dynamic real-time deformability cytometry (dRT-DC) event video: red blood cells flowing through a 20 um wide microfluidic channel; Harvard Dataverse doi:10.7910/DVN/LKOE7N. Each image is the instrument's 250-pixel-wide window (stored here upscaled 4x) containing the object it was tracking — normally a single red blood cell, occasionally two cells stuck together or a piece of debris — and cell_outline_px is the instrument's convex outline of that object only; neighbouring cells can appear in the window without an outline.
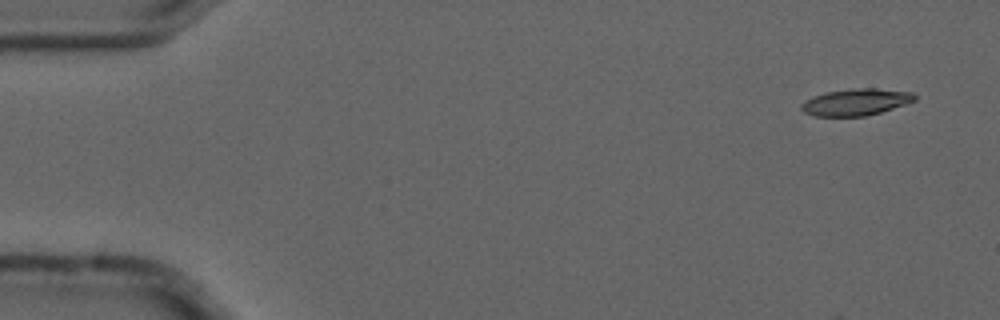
{"species": "common noctule bat (a hibernating species)", "species_latin": "Nyctalus noctula", "temperature_condition": "cold", "stored_images_in_passage": 9, "camera_frame_rate_fps": 3000, "um_per_image_px": 0.085, "animal": {"sex": "male", "forearm_length_mm": 52.5}, "frame": {"image": 1, "passage_image": 1, "time_ms": 0.0, "image_size_px": [1000, 320], "cell_outline_px": [[916, 100], [880, 112], [864, 116], [812, 116], [804, 112], [800, 108], [800, 104], [804, 100], [812, 96], [824, 92], [852, 88], [876, 88], [912, 92], [916, 96]], "centroid_in_image_um": [72.69, 8.67], "position_along_channel_um": 12.3, "area_um2": 17.74}}
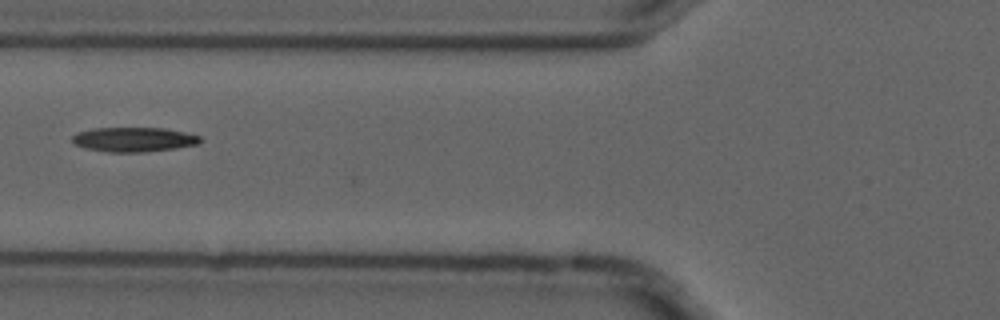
{"frame": {"image": 2, "passage_image": 6, "time_ms": 1.667, "image_size_px": [1000, 320], "cell_outline_px": [[204, 140], [200, 144], [176, 148], [144, 152], [108, 152], [84, 148], [72, 144], [72, 136], [80, 132], [92, 128], [164, 128], [184, 132], [200, 136]], "centroid_in_image_um": [11.39, 11.86], "position_along_channel_um": 114.4, "area_um2": 18.44}}
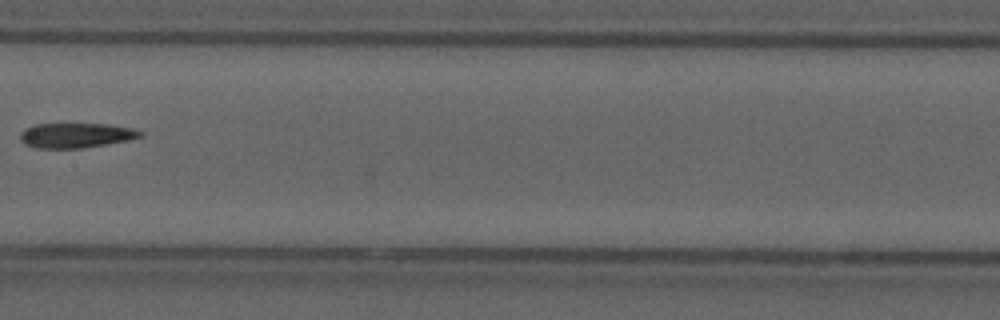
{"frame": {"image": 3, "passage_image": 8, "time_ms": 2.333, "image_size_px": [1000, 320], "cell_outline_px": [[144, 136], [128, 140], [84, 148], [36, 148], [24, 144], [20, 140], [20, 132], [24, 128], [36, 124], [108, 124], [132, 128], [144, 132]], "centroid_in_image_um": [6.45, 11.5], "position_along_channel_um": 201.0, "area_um2": 17.51}}